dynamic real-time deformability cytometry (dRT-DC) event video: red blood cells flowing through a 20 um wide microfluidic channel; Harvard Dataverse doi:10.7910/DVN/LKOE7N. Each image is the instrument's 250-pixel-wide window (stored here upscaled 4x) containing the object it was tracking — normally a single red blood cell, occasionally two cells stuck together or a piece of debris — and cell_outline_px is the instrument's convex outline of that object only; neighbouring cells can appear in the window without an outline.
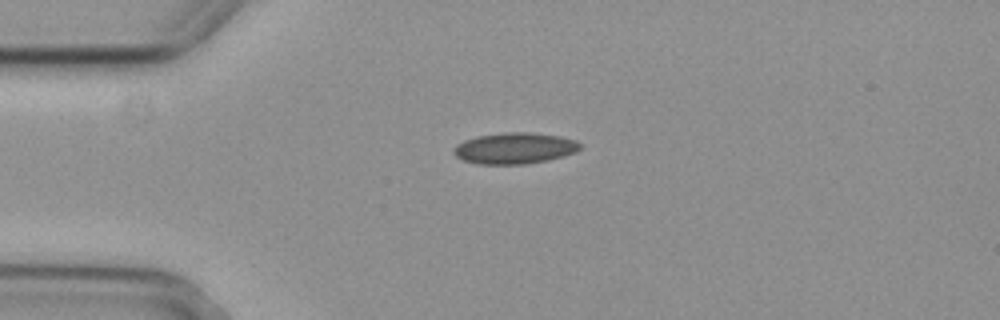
{"species": "common noctule bat (a hibernating species)", "species_latin": "Nyctalus noctula", "temperature_condition": "cold", "stored_images_in_passage": 2, "camera_frame_rate_fps": 3000, "um_per_image_px": 0.085, "animal": {"sex": "female", "body_mass_g": 29.2, "forearm_length_mm": 56.3}, "frame": {"image": 1, "passage_image": 1, "time_ms": 0.0, "image_size_px": [1000, 320], "cell_outline_px": [[580, 148], [576, 152], [564, 156], [548, 160], [528, 164], [476, 164], [464, 160], [456, 156], [452, 152], [452, 148], [456, 144], [464, 140], [476, 136], [504, 132], [528, 132], [560, 136], [576, 140], [580, 144]], "centroid_in_image_um": [43.72, 12.6], "position_along_channel_um": 41.3, "area_um2": 23.18}}